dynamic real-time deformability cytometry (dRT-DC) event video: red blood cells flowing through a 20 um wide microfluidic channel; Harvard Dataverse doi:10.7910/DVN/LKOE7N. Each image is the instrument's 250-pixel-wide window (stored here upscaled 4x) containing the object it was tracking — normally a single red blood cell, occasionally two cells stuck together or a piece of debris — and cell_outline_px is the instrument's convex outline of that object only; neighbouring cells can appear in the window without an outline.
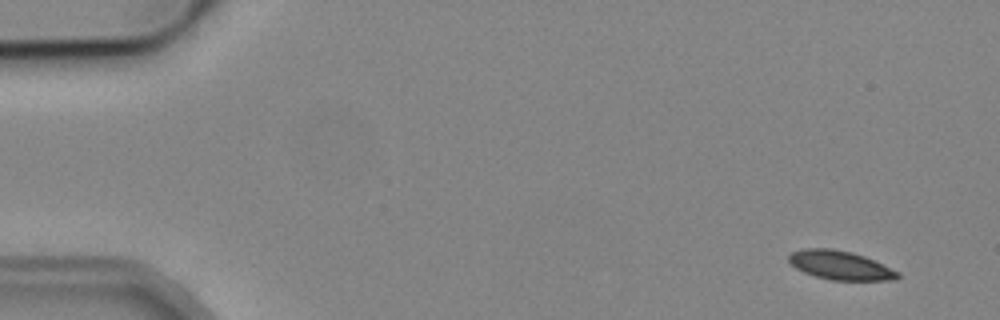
{"species": "common noctule bat (a hibernating species)", "species_latin": "Nyctalus noctula", "temperature_condition": "cold", "stored_images_in_passage": 6, "camera_frame_rate_fps": 3000, "um_per_image_px": 0.085, "animal": {"sex": "male", "body_mass_g": 19.2, "forearm_length_mm": 51.8}, "frame": {"image": 1, "passage_image": 1, "time_ms": 0.0, "image_size_px": [1000, 320], "cell_outline_px": [[900, 276], [896, 280], [832, 280], [816, 276], [804, 272], [796, 268], [788, 260], [788, 256], [792, 252], [804, 248], [832, 248], [852, 252], [864, 256], [900, 272]], "centroid_in_image_um": [71.43, 22.54], "position_along_channel_um": 13.6, "area_um2": 18.26}}
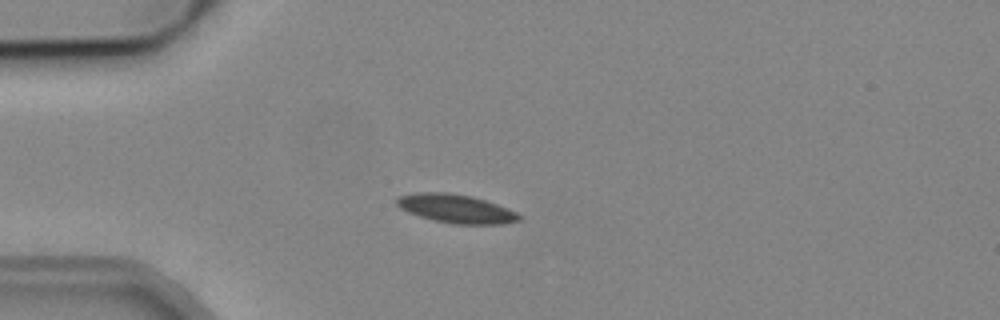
{"frame": {"image": 2, "passage_image": 3, "time_ms": 3.667, "image_size_px": [1000, 320], "cell_outline_px": [[520, 220], [500, 224], [452, 224], [420, 216], [408, 212], [400, 208], [396, 204], [396, 200], [400, 196], [416, 192], [448, 192], [472, 196], [508, 208], [516, 212], [520, 216]], "centroid_in_image_um": [38.75, 17.73], "position_along_channel_um": 46.3, "area_um2": 20.23}}